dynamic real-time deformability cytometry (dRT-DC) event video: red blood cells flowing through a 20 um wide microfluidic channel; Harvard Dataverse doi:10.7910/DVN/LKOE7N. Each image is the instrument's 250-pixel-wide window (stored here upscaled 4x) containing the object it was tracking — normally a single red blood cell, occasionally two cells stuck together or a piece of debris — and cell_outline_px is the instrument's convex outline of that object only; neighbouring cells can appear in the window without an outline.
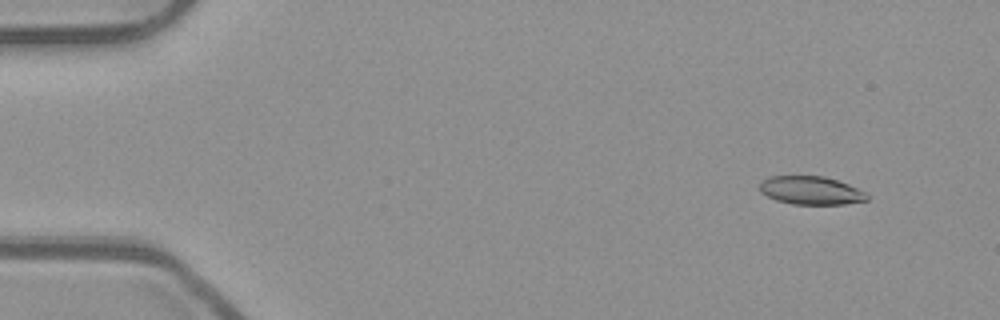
{"species": "common noctule bat (a hibernating species)", "species_latin": "Nyctalus noctula", "temperature_condition": "room temperature", "stored_images_in_passage": 54, "camera_frame_rate_fps": 3000, "um_per_image_px": 0.085, "animal": {"sex": "male", "body_mass_g": 23.1, "forearm_length_mm": 52.7}, "frame": {"image": 1, "passage_image": 5, "time_ms": 1.333, "image_size_px": [1000, 320], "cell_outline_px": [[868, 200], [844, 204], [792, 204], [776, 200], [760, 192], [760, 184], [768, 176], [824, 176], [848, 184], [868, 192]], "centroid_in_image_um": [68.95, 16.19], "position_along_channel_um": 16.0, "area_um2": 17.69}}
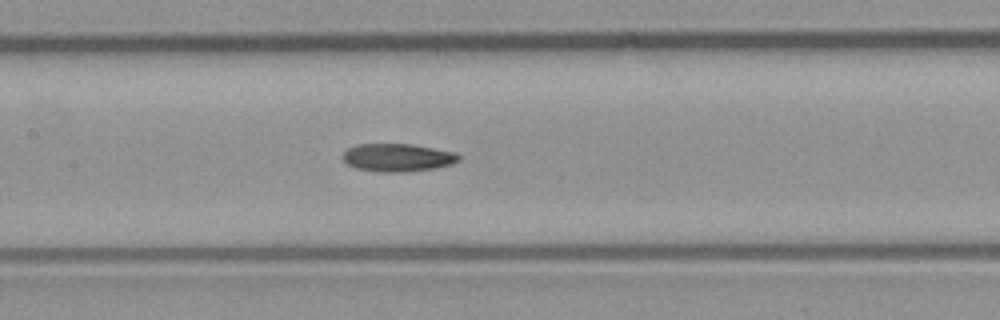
{"frame": {"image": 2, "passage_image": 26, "time_ms": 8.333, "image_size_px": [1000, 320], "cell_outline_px": [[460, 160], [452, 164], [436, 168], [408, 172], [380, 172], [356, 168], [348, 164], [344, 160], [344, 152], [348, 148], [356, 144], [412, 144], [456, 152], [460, 156]], "centroid_in_image_um": [33.83, 13.39], "position_along_channel_um": 173.6, "area_um2": 18.96}}
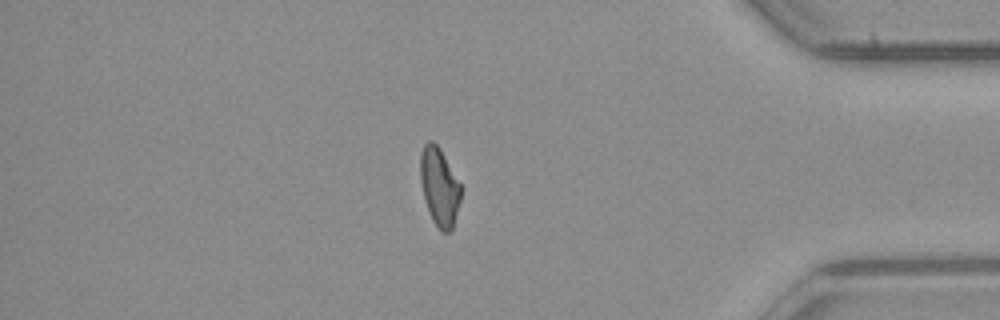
{"frame": {"image": 3, "passage_image": 46, "time_ms": 15.0, "image_size_px": [1000, 320], "cell_outline_px": [[460, 200], [452, 228], [448, 232], [444, 232], [432, 220], [424, 200], [420, 180], [420, 152], [424, 144], [428, 140], [432, 140], [440, 148], [460, 184]], "centroid_in_image_um": [37.31, 15.83], "position_along_channel_um": 397.9, "area_um2": 18.21}}